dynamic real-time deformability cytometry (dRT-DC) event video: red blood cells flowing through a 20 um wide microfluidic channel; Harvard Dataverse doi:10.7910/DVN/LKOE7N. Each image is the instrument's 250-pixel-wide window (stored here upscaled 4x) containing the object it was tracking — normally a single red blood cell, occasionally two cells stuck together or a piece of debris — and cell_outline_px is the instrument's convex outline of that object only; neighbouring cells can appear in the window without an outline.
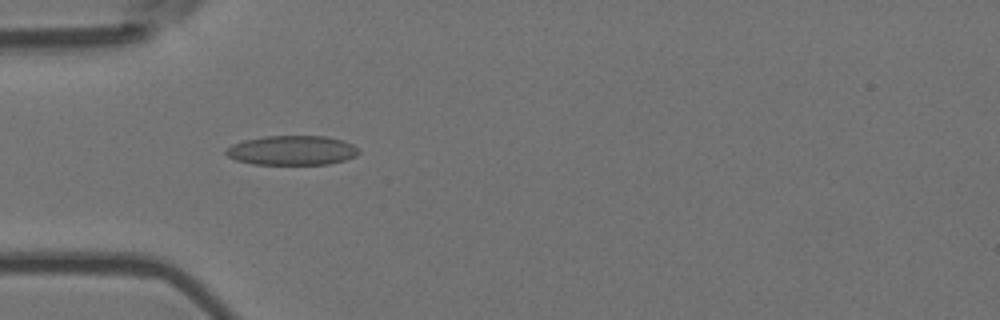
{"species": "Egyptian fruit bat (a non-hibernating species)", "species_latin": "Rousettus aegyptiacus", "temperature_condition": "room temperature", "stored_images_in_passage": 48, "camera_frame_rate_fps": 3000, "um_per_image_px": 0.085, "animal": {"sex": "female"}, "frame": {"image": 1, "passage_image": 10, "time_ms": 3.0, "image_size_px": [1000, 320], "cell_outline_px": [[360, 152], [356, 156], [344, 160], [328, 164], [252, 164], [236, 160], [228, 156], [224, 152], [232, 144], [244, 140], [264, 136], [324, 136], [344, 140], [360, 148]], "centroid_in_image_um": [24.84, 12.78], "position_along_channel_um": 60.2, "area_um2": 22.89}}
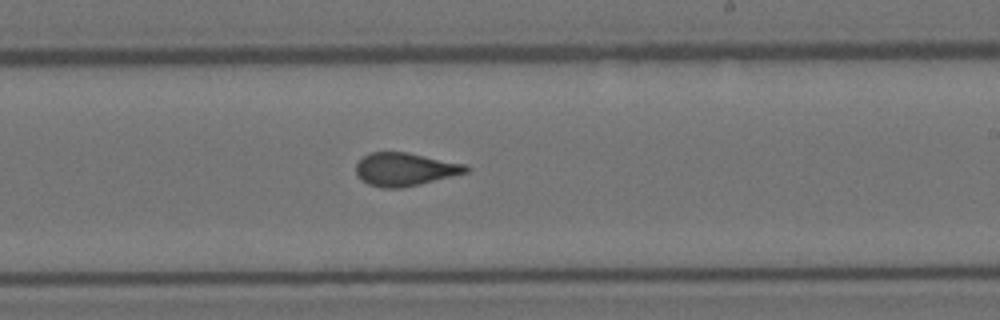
{"frame": {"image": 2, "passage_image": 26, "time_ms": 8.333, "image_size_px": [1000, 320], "cell_outline_px": [[472, 168], [468, 172], [420, 184], [400, 188], [384, 188], [368, 184], [356, 172], [356, 164], [364, 156], [372, 152], [408, 152], [468, 164]], "centroid_in_image_um": [34.49, 14.38], "position_along_channel_um": 254.5, "area_um2": 21.21}}
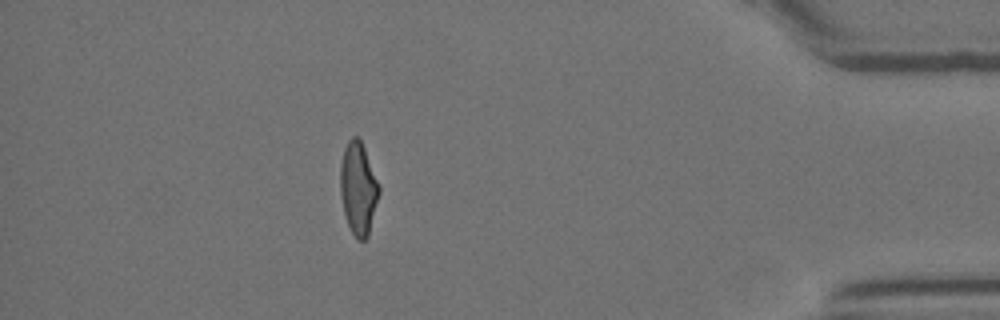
{"frame": {"image": 3, "passage_image": 42, "time_ms": 13.667, "image_size_px": [1000, 320], "cell_outline_px": [[380, 192], [368, 236], [364, 240], [356, 240], [348, 224], [344, 212], [340, 196], [340, 164], [344, 148], [348, 140], [352, 136], [356, 136], [360, 140], [364, 148], [380, 184]], "centroid_in_image_um": [30.45, 16.01], "position_along_channel_um": 404.7, "area_um2": 20.98}, "authors_computed_cell_mechanics": {"area_um2": 21.5305, "velocity_mm_per_s": 3.6831, "shape_relaxation_time_tau1_ms": null, "shape_relaxation_time_tau2_ms": 1.3172, "deformation_change_tau1": null, "deformation_change_tau2": 0.0755}}